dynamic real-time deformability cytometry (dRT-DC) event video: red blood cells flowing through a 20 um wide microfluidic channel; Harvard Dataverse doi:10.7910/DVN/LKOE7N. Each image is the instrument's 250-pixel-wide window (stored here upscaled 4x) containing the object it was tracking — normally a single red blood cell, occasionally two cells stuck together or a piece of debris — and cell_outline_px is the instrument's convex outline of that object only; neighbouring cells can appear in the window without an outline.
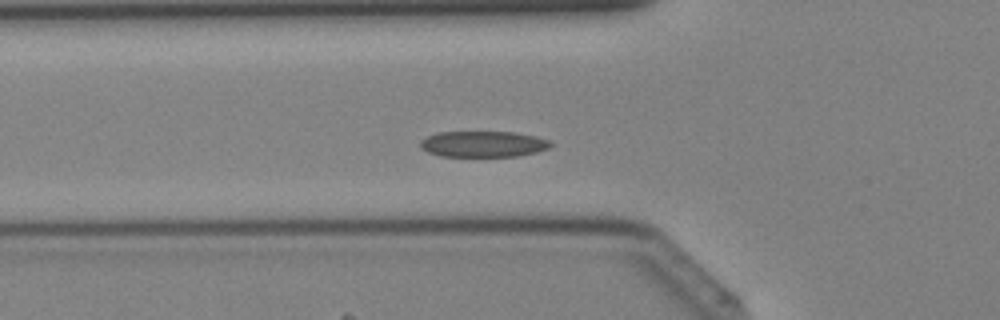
{"species": "Egyptian fruit bat (a non-hibernating species)", "species_latin": "Rousettus aegyptiacus", "temperature_condition": "cold", "stored_images_in_passage": 42, "camera_frame_rate_fps": 3000, "um_per_image_px": 0.085, "animal": {"sex": "female"}, "frame": {"image": 1, "passage_image": 15, "time_ms": 4.667, "image_size_px": [1000, 320], "cell_outline_px": [[552, 144], [548, 148], [536, 152], [516, 156], [440, 156], [428, 152], [420, 148], [420, 140], [428, 136], [440, 132], [512, 132], [532, 136], [548, 140]], "centroid_in_image_um": [41.02, 12.25], "position_along_channel_um": 84.8, "area_um2": 19.48}}
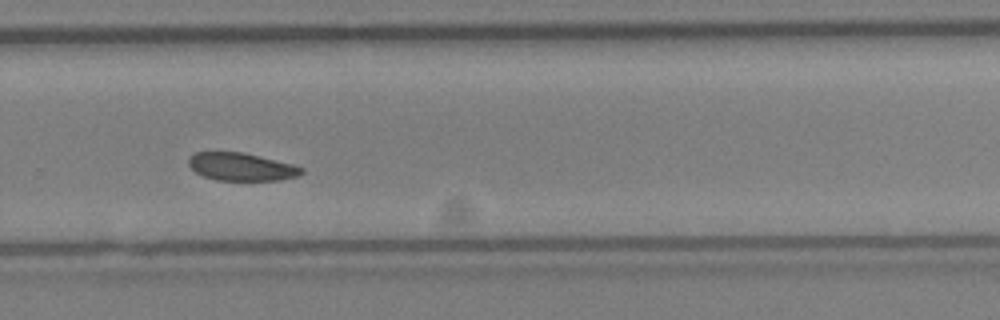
{"frame": {"image": 2, "passage_image": 29, "time_ms": 9.333, "image_size_px": [1000, 320], "cell_outline_px": [[304, 172], [296, 176], [280, 180], [216, 180], [204, 176], [196, 172], [188, 164], [188, 160], [196, 152], [244, 152], [292, 164], [304, 168]], "centroid_in_image_um": [20.53, 14.17], "position_along_channel_um": 309.3, "area_um2": 18.15}}
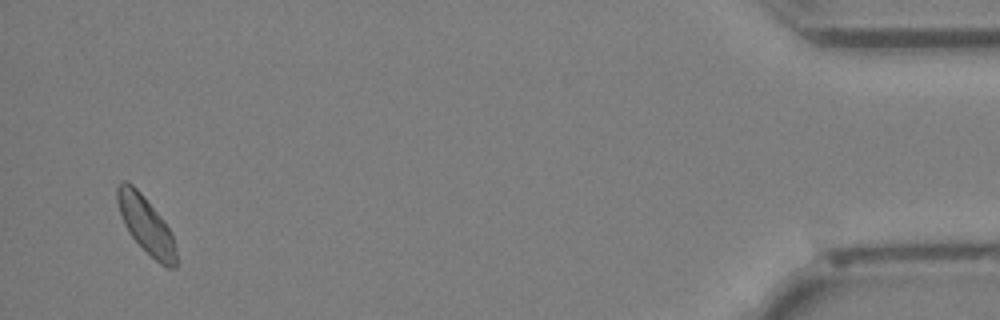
{"frame": {"image": 3, "passage_image": 41, "time_ms": 13.333, "image_size_px": [1000, 320], "cell_outline_px": [[176, 268], [168, 268], [160, 264], [132, 236], [124, 224], [116, 200], [116, 188], [120, 180], [124, 180], [132, 184], [140, 192], [160, 216], [168, 228], [172, 236], [176, 248]], "centroid_in_image_um": [12.39, 19.09], "position_along_channel_um": 422.8, "area_um2": 19.07}}